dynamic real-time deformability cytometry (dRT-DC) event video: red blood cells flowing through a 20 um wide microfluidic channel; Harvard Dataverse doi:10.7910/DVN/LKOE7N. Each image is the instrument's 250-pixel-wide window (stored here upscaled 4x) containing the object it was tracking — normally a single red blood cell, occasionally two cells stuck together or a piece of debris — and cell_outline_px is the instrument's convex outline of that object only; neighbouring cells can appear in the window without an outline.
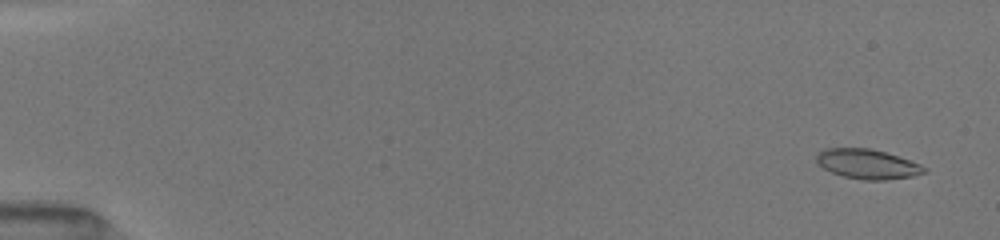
{"species": "common noctule bat (a hibernating species)", "species_latin": "Nyctalus noctula", "temperature_condition": "room temperature", "stored_images_in_passage": 52, "camera_frame_rate_fps": 3000, "um_per_image_px": 0.085, "animal": {"sex": "female", "body_mass_g": 19.5, "forearm_length_mm": 54.1}, "frame": {"image": 1, "passage_image": 3, "time_ms": 0.667, "image_size_px": [1000, 240], "cell_outline_px": [[928, 172], [912, 176], [884, 180], [864, 180], [844, 176], [832, 172], [824, 168], [816, 160], [816, 156], [820, 152], [828, 148], [868, 148], [884, 152], [920, 164], [928, 168]], "centroid_in_image_um": [73.77, 13.95], "position_along_channel_um": 11.2, "area_um2": 18.32}}
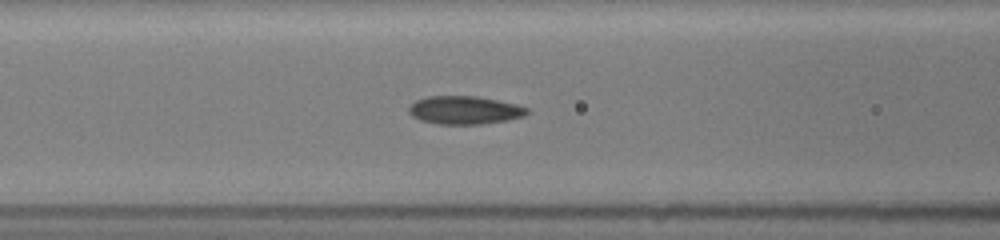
{"frame": {"image": 2, "passage_image": 23, "time_ms": 7.333, "image_size_px": [1000, 240], "cell_outline_px": [[528, 112], [524, 116], [508, 120], [480, 124], [436, 124], [420, 120], [412, 116], [408, 112], [408, 108], [416, 100], [428, 96], [476, 96], [516, 104], [528, 108]], "centroid_in_image_um": [39.47, 9.36], "position_along_channel_um": 127.1, "area_um2": 19.36}}
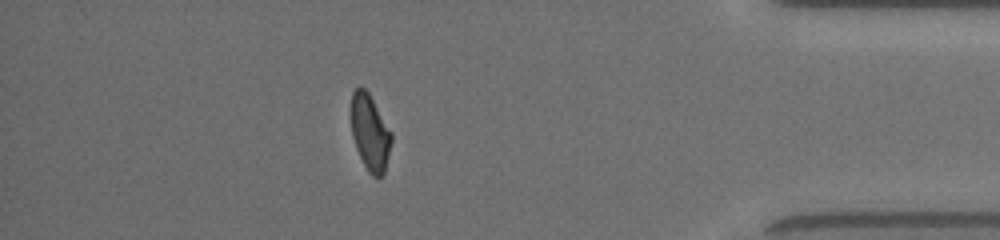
{"frame": {"image": 3, "passage_image": 46, "time_ms": 15.0, "image_size_px": [1000, 240], "cell_outline_px": [[392, 140], [384, 172], [380, 176], [372, 176], [368, 172], [356, 148], [352, 136], [352, 92], [360, 84], [368, 92], [392, 132]], "centroid_in_image_um": [31.46, 11.25], "position_along_channel_um": 403.7, "area_um2": 17.63}, "authors_computed_cell_mechanics": {"area_um2": 18.8428, "velocity_mm_per_s": 4.06, "shape_relaxation_time_tau1_ms": 4.1556, "shape_relaxation_time_tau2_ms": 1.7484, "deformation_change_tau1": 0.1281, "deformation_change_tau2": 0.072}}